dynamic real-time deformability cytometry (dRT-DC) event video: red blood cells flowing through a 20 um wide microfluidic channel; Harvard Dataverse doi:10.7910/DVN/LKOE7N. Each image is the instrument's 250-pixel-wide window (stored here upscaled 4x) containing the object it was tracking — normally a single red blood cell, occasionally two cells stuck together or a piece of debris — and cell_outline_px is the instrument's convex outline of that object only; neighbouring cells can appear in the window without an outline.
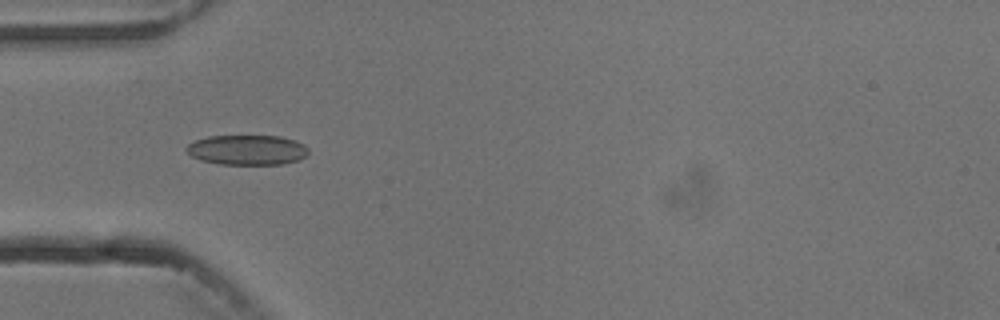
{"species": "common noctule bat (a hibernating species)", "species_latin": "Nyctalus noctula", "temperature_condition": "cold", "stored_images_in_passage": 7, "camera_frame_rate_fps": 3000, "um_per_image_px": 0.085, "animal": {"sex": "male", "body_mass_g": 13.3}, "frame": {"image": 1, "passage_image": 5, "time_ms": 4.667, "image_size_px": [1000, 320], "cell_outline_px": [[308, 152], [300, 160], [284, 164], [220, 164], [200, 160], [192, 156], [184, 148], [188, 144], [196, 140], [208, 136], [280, 136], [296, 140], [304, 144], [308, 148]], "centroid_in_image_um": [21.02, 12.74], "position_along_channel_um": 64.0, "area_um2": 21.39}}
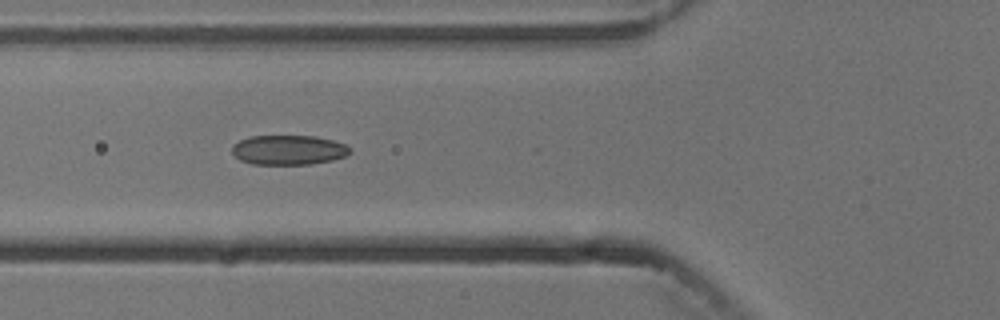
{"frame": {"image": 2, "passage_image": 6, "time_ms": 5.667, "image_size_px": [1000, 320], "cell_outline_px": [[352, 152], [344, 156], [332, 160], [312, 164], [252, 164], [240, 160], [232, 152], [232, 144], [240, 140], [252, 136], [316, 136], [332, 140], [344, 144], [352, 148]], "centroid_in_image_um": [24.53, 12.74], "position_along_channel_um": 101.3, "area_um2": 20.4}}
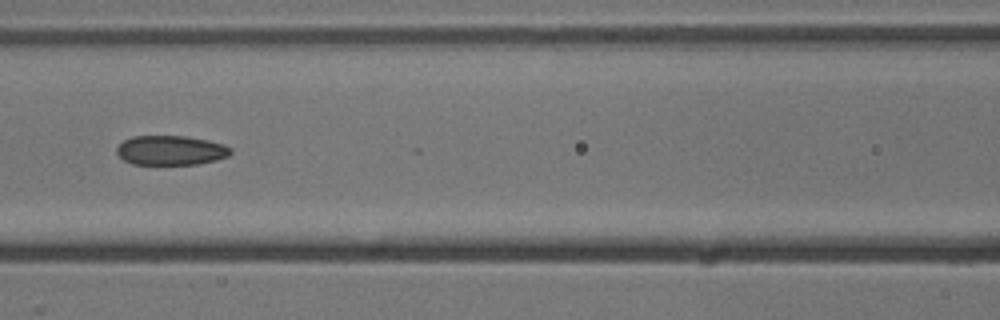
{"frame": {"image": 3, "passage_image": 7, "time_ms": 7.0, "image_size_px": [1000, 320], "cell_outline_px": [[232, 152], [228, 156], [216, 160], [196, 164], [132, 164], [124, 160], [116, 152], [116, 148], [124, 140], [132, 136], [184, 136], [208, 140], [224, 144], [232, 148]], "centroid_in_image_um": [14.53, 12.77], "position_along_channel_um": 152.1, "area_um2": 19.59}}